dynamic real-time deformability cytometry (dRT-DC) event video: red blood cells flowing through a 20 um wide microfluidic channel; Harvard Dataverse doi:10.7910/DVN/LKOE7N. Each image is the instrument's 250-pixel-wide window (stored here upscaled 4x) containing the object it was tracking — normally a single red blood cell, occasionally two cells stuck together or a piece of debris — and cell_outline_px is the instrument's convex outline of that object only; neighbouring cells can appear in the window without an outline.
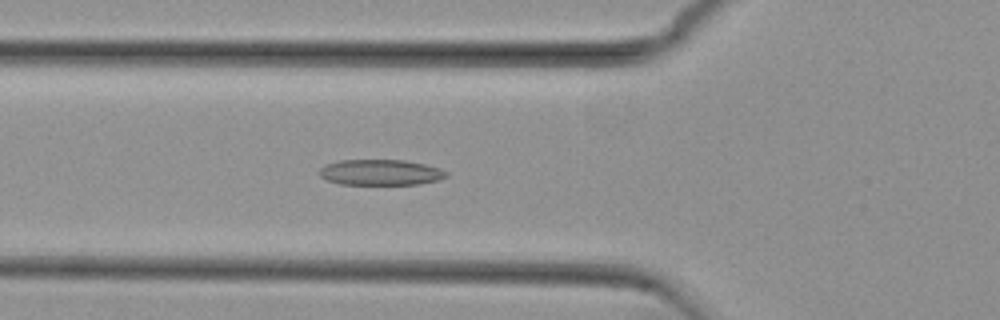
{"species": "common noctule bat (a hibernating species)", "species_latin": "Nyctalus noctula", "temperature_condition": "cold", "stored_images_in_passage": 40, "camera_frame_rate_fps": 3000, "um_per_image_px": 0.085, "animal": {"sex": "female", "body_mass_g": 29.2, "forearm_length_mm": 56.3}, "frame": {"image": 1, "passage_image": 5, "time_ms": 1.333, "image_size_px": [1000, 320], "cell_outline_px": [[448, 176], [436, 180], [420, 184], [340, 184], [328, 180], [320, 176], [320, 168], [324, 164], [340, 160], [404, 160], [424, 164], [440, 168], [448, 172]], "centroid_in_image_um": [32.34, 14.64], "position_along_channel_um": 93.5, "area_um2": 18.96}}
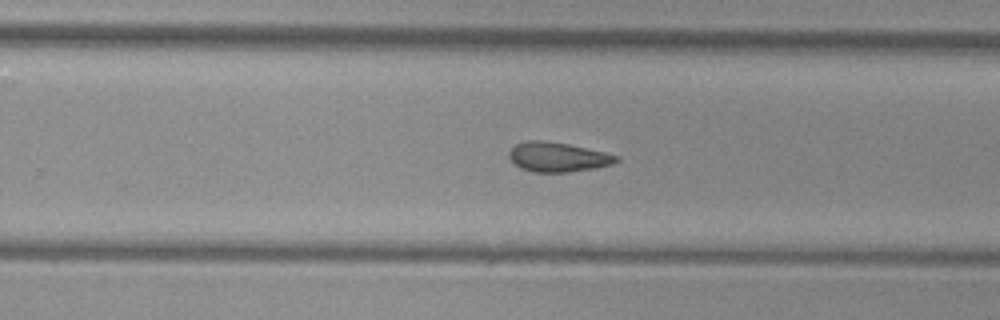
{"frame": {"image": 2, "passage_image": 20, "time_ms": 6.333, "image_size_px": [1000, 320], "cell_outline_px": [[620, 160], [612, 164], [596, 168], [568, 172], [532, 172], [520, 168], [508, 156], [508, 152], [516, 144], [528, 140], [540, 140], [568, 144], [604, 152], [620, 156]], "centroid_in_image_um": [47.42, 13.35], "position_along_channel_um": 282.4, "area_um2": 18.44}}
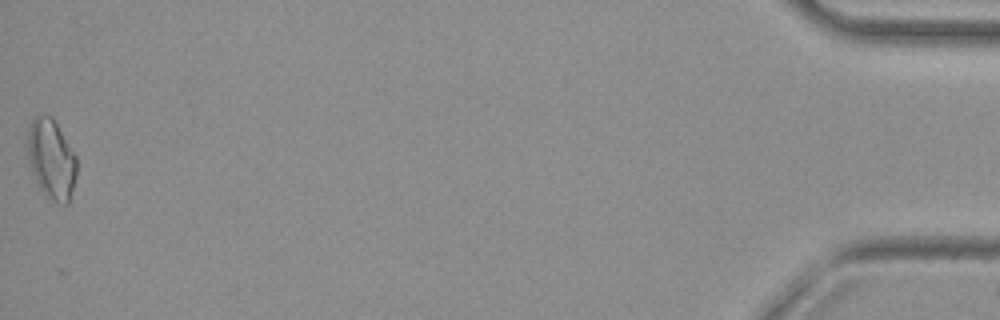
{"frame": {"image": 3, "passage_image": 40, "time_ms": 13.0, "image_size_px": [1000, 320], "cell_outline_px": [[76, 176], [68, 204], [56, 204], [44, 196], [32, 172], [28, 160], [28, 132], [32, 120], [36, 116], [44, 112], [52, 116], [76, 156]], "centroid_in_image_um": [4.36, 13.54], "position_along_channel_um": 430.8, "area_um2": 22.95}, "authors_computed_cell_mechanics": {"area_um2": 18.4671, "velocity_mm_per_s": 3.7699, "shape_relaxation_time_tau1_ms": null, "shape_relaxation_time_tau2_ms": 6.8727, "deformation_change_tau1": null, "deformation_change_tau2": 0.1528}}